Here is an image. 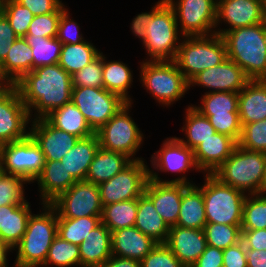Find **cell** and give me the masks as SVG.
Masks as SVG:
<instances>
[{
	"label": "cell",
	"mask_w": 266,
	"mask_h": 267,
	"mask_svg": "<svg viewBox=\"0 0 266 267\" xmlns=\"http://www.w3.org/2000/svg\"><path fill=\"white\" fill-rule=\"evenodd\" d=\"M15 85L31 120L44 118L71 101L72 75L59 64L37 67Z\"/></svg>",
	"instance_id": "1"
},
{
	"label": "cell",
	"mask_w": 266,
	"mask_h": 267,
	"mask_svg": "<svg viewBox=\"0 0 266 267\" xmlns=\"http://www.w3.org/2000/svg\"><path fill=\"white\" fill-rule=\"evenodd\" d=\"M222 38L230 60L251 80H266V21L227 31Z\"/></svg>",
	"instance_id": "2"
},
{
	"label": "cell",
	"mask_w": 266,
	"mask_h": 267,
	"mask_svg": "<svg viewBox=\"0 0 266 267\" xmlns=\"http://www.w3.org/2000/svg\"><path fill=\"white\" fill-rule=\"evenodd\" d=\"M43 211L31 213L27 229L16 251L14 264L17 267H41L47 258L49 248L57 236V211L51 204H41Z\"/></svg>",
	"instance_id": "3"
},
{
	"label": "cell",
	"mask_w": 266,
	"mask_h": 267,
	"mask_svg": "<svg viewBox=\"0 0 266 267\" xmlns=\"http://www.w3.org/2000/svg\"><path fill=\"white\" fill-rule=\"evenodd\" d=\"M265 153L237 145L230 157L212 174L222 183L245 194L262 193Z\"/></svg>",
	"instance_id": "4"
},
{
	"label": "cell",
	"mask_w": 266,
	"mask_h": 267,
	"mask_svg": "<svg viewBox=\"0 0 266 267\" xmlns=\"http://www.w3.org/2000/svg\"><path fill=\"white\" fill-rule=\"evenodd\" d=\"M182 39L174 62L188 82L227 58L226 45L219 34L185 36Z\"/></svg>",
	"instance_id": "5"
},
{
	"label": "cell",
	"mask_w": 266,
	"mask_h": 267,
	"mask_svg": "<svg viewBox=\"0 0 266 267\" xmlns=\"http://www.w3.org/2000/svg\"><path fill=\"white\" fill-rule=\"evenodd\" d=\"M140 83L161 106L173 105L190 90L189 82L174 61L140 62Z\"/></svg>",
	"instance_id": "6"
},
{
	"label": "cell",
	"mask_w": 266,
	"mask_h": 267,
	"mask_svg": "<svg viewBox=\"0 0 266 267\" xmlns=\"http://www.w3.org/2000/svg\"><path fill=\"white\" fill-rule=\"evenodd\" d=\"M183 37L174 10L165 0L153 12L146 28L142 44L149 56L145 61H174Z\"/></svg>",
	"instance_id": "7"
},
{
	"label": "cell",
	"mask_w": 266,
	"mask_h": 267,
	"mask_svg": "<svg viewBox=\"0 0 266 267\" xmlns=\"http://www.w3.org/2000/svg\"><path fill=\"white\" fill-rule=\"evenodd\" d=\"M204 176V184L199 187L203 193L207 223L241 225L247 194L222 183L213 174Z\"/></svg>",
	"instance_id": "8"
},
{
	"label": "cell",
	"mask_w": 266,
	"mask_h": 267,
	"mask_svg": "<svg viewBox=\"0 0 266 267\" xmlns=\"http://www.w3.org/2000/svg\"><path fill=\"white\" fill-rule=\"evenodd\" d=\"M132 102H128L112 118H110L95 134L101 148L125 154L132 161L142 160L135 157L144 135L134 119L130 116Z\"/></svg>",
	"instance_id": "9"
},
{
	"label": "cell",
	"mask_w": 266,
	"mask_h": 267,
	"mask_svg": "<svg viewBox=\"0 0 266 267\" xmlns=\"http://www.w3.org/2000/svg\"><path fill=\"white\" fill-rule=\"evenodd\" d=\"M45 164L40 146L29 134L26 138L2 144L0 166L4 173L17 175L34 183Z\"/></svg>",
	"instance_id": "10"
},
{
	"label": "cell",
	"mask_w": 266,
	"mask_h": 267,
	"mask_svg": "<svg viewBox=\"0 0 266 267\" xmlns=\"http://www.w3.org/2000/svg\"><path fill=\"white\" fill-rule=\"evenodd\" d=\"M71 101L94 132L128 103L120 95L96 87H73Z\"/></svg>",
	"instance_id": "11"
},
{
	"label": "cell",
	"mask_w": 266,
	"mask_h": 267,
	"mask_svg": "<svg viewBox=\"0 0 266 267\" xmlns=\"http://www.w3.org/2000/svg\"><path fill=\"white\" fill-rule=\"evenodd\" d=\"M151 167L149 169V179L158 183H184L187 185L195 184L190 181L184 173L190 169L201 172L196 165L193 150L184 145L177 137H167L159 151L151 156ZM160 172H171L183 174L172 180H163L159 176ZM159 176V177H158Z\"/></svg>",
	"instance_id": "12"
},
{
	"label": "cell",
	"mask_w": 266,
	"mask_h": 267,
	"mask_svg": "<svg viewBox=\"0 0 266 267\" xmlns=\"http://www.w3.org/2000/svg\"><path fill=\"white\" fill-rule=\"evenodd\" d=\"M142 160L132 161L109 181L98 185L102 206L138 199L149 180V167Z\"/></svg>",
	"instance_id": "13"
},
{
	"label": "cell",
	"mask_w": 266,
	"mask_h": 267,
	"mask_svg": "<svg viewBox=\"0 0 266 267\" xmlns=\"http://www.w3.org/2000/svg\"><path fill=\"white\" fill-rule=\"evenodd\" d=\"M166 1L173 8L179 31L184 37L215 33L217 0Z\"/></svg>",
	"instance_id": "14"
},
{
	"label": "cell",
	"mask_w": 266,
	"mask_h": 267,
	"mask_svg": "<svg viewBox=\"0 0 266 267\" xmlns=\"http://www.w3.org/2000/svg\"><path fill=\"white\" fill-rule=\"evenodd\" d=\"M51 205L57 211V218L101 216L103 208L98 185L86 180L74 183Z\"/></svg>",
	"instance_id": "15"
},
{
	"label": "cell",
	"mask_w": 266,
	"mask_h": 267,
	"mask_svg": "<svg viewBox=\"0 0 266 267\" xmlns=\"http://www.w3.org/2000/svg\"><path fill=\"white\" fill-rule=\"evenodd\" d=\"M30 123L29 110L16 85L0 94V145L26 138L30 134Z\"/></svg>",
	"instance_id": "16"
},
{
	"label": "cell",
	"mask_w": 266,
	"mask_h": 267,
	"mask_svg": "<svg viewBox=\"0 0 266 267\" xmlns=\"http://www.w3.org/2000/svg\"><path fill=\"white\" fill-rule=\"evenodd\" d=\"M265 21L261 0H217L216 34L222 36L227 31ZM222 22L229 28L221 29Z\"/></svg>",
	"instance_id": "17"
},
{
	"label": "cell",
	"mask_w": 266,
	"mask_h": 267,
	"mask_svg": "<svg viewBox=\"0 0 266 267\" xmlns=\"http://www.w3.org/2000/svg\"><path fill=\"white\" fill-rule=\"evenodd\" d=\"M251 79L242 68L228 57L217 66L203 70L190 82L189 87L200 86L208 92H236L239 93Z\"/></svg>",
	"instance_id": "18"
},
{
	"label": "cell",
	"mask_w": 266,
	"mask_h": 267,
	"mask_svg": "<svg viewBox=\"0 0 266 267\" xmlns=\"http://www.w3.org/2000/svg\"><path fill=\"white\" fill-rule=\"evenodd\" d=\"M30 135L40 146L45 160L61 161L79 137L52 126L45 118L31 120Z\"/></svg>",
	"instance_id": "19"
},
{
	"label": "cell",
	"mask_w": 266,
	"mask_h": 267,
	"mask_svg": "<svg viewBox=\"0 0 266 267\" xmlns=\"http://www.w3.org/2000/svg\"><path fill=\"white\" fill-rule=\"evenodd\" d=\"M166 246L185 266L191 267L207 247L204 229L170 227Z\"/></svg>",
	"instance_id": "20"
},
{
	"label": "cell",
	"mask_w": 266,
	"mask_h": 267,
	"mask_svg": "<svg viewBox=\"0 0 266 267\" xmlns=\"http://www.w3.org/2000/svg\"><path fill=\"white\" fill-rule=\"evenodd\" d=\"M183 192L184 183H158L151 179L144 191L169 227L177 224Z\"/></svg>",
	"instance_id": "21"
},
{
	"label": "cell",
	"mask_w": 266,
	"mask_h": 267,
	"mask_svg": "<svg viewBox=\"0 0 266 267\" xmlns=\"http://www.w3.org/2000/svg\"><path fill=\"white\" fill-rule=\"evenodd\" d=\"M237 145L234 138L215 132L193 150L197 167L203 174H212L230 157Z\"/></svg>",
	"instance_id": "22"
},
{
	"label": "cell",
	"mask_w": 266,
	"mask_h": 267,
	"mask_svg": "<svg viewBox=\"0 0 266 267\" xmlns=\"http://www.w3.org/2000/svg\"><path fill=\"white\" fill-rule=\"evenodd\" d=\"M112 256L141 261L158 244L135 226L111 232Z\"/></svg>",
	"instance_id": "23"
},
{
	"label": "cell",
	"mask_w": 266,
	"mask_h": 267,
	"mask_svg": "<svg viewBox=\"0 0 266 267\" xmlns=\"http://www.w3.org/2000/svg\"><path fill=\"white\" fill-rule=\"evenodd\" d=\"M35 181L38 184L42 204H51L77 182L61 161L52 160H45L43 170Z\"/></svg>",
	"instance_id": "24"
},
{
	"label": "cell",
	"mask_w": 266,
	"mask_h": 267,
	"mask_svg": "<svg viewBox=\"0 0 266 267\" xmlns=\"http://www.w3.org/2000/svg\"><path fill=\"white\" fill-rule=\"evenodd\" d=\"M241 125L266 119V80H250L238 93Z\"/></svg>",
	"instance_id": "25"
},
{
	"label": "cell",
	"mask_w": 266,
	"mask_h": 267,
	"mask_svg": "<svg viewBox=\"0 0 266 267\" xmlns=\"http://www.w3.org/2000/svg\"><path fill=\"white\" fill-rule=\"evenodd\" d=\"M81 267H99L112 256L111 231L101 222L79 244Z\"/></svg>",
	"instance_id": "26"
},
{
	"label": "cell",
	"mask_w": 266,
	"mask_h": 267,
	"mask_svg": "<svg viewBox=\"0 0 266 267\" xmlns=\"http://www.w3.org/2000/svg\"><path fill=\"white\" fill-rule=\"evenodd\" d=\"M27 201L21 205L0 206V240L12 249L20 242L32 213Z\"/></svg>",
	"instance_id": "27"
},
{
	"label": "cell",
	"mask_w": 266,
	"mask_h": 267,
	"mask_svg": "<svg viewBox=\"0 0 266 267\" xmlns=\"http://www.w3.org/2000/svg\"><path fill=\"white\" fill-rule=\"evenodd\" d=\"M100 145L96 134L79 139L61 159L64 168L78 182L86 179L91 162Z\"/></svg>",
	"instance_id": "28"
},
{
	"label": "cell",
	"mask_w": 266,
	"mask_h": 267,
	"mask_svg": "<svg viewBox=\"0 0 266 267\" xmlns=\"http://www.w3.org/2000/svg\"><path fill=\"white\" fill-rule=\"evenodd\" d=\"M207 223L202 189L196 184H184L177 226L204 229Z\"/></svg>",
	"instance_id": "29"
},
{
	"label": "cell",
	"mask_w": 266,
	"mask_h": 267,
	"mask_svg": "<svg viewBox=\"0 0 266 267\" xmlns=\"http://www.w3.org/2000/svg\"><path fill=\"white\" fill-rule=\"evenodd\" d=\"M131 162L132 160L125 154L108 151L99 147L90 164L85 180L99 185L109 181Z\"/></svg>",
	"instance_id": "30"
},
{
	"label": "cell",
	"mask_w": 266,
	"mask_h": 267,
	"mask_svg": "<svg viewBox=\"0 0 266 267\" xmlns=\"http://www.w3.org/2000/svg\"><path fill=\"white\" fill-rule=\"evenodd\" d=\"M134 226L157 243H165L170 230V227L156 211L152 200L145 193L138 198Z\"/></svg>",
	"instance_id": "31"
},
{
	"label": "cell",
	"mask_w": 266,
	"mask_h": 267,
	"mask_svg": "<svg viewBox=\"0 0 266 267\" xmlns=\"http://www.w3.org/2000/svg\"><path fill=\"white\" fill-rule=\"evenodd\" d=\"M52 126L73 134L80 139L95 134L82 112L70 101L62 107L54 109L44 117Z\"/></svg>",
	"instance_id": "32"
},
{
	"label": "cell",
	"mask_w": 266,
	"mask_h": 267,
	"mask_svg": "<svg viewBox=\"0 0 266 267\" xmlns=\"http://www.w3.org/2000/svg\"><path fill=\"white\" fill-rule=\"evenodd\" d=\"M33 55L24 37L17 38L0 64L5 76L15 85L32 71Z\"/></svg>",
	"instance_id": "33"
},
{
	"label": "cell",
	"mask_w": 266,
	"mask_h": 267,
	"mask_svg": "<svg viewBox=\"0 0 266 267\" xmlns=\"http://www.w3.org/2000/svg\"><path fill=\"white\" fill-rule=\"evenodd\" d=\"M133 71L122 61H107L103 55V88L120 95L125 101L132 102L128 91L133 82Z\"/></svg>",
	"instance_id": "34"
},
{
	"label": "cell",
	"mask_w": 266,
	"mask_h": 267,
	"mask_svg": "<svg viewBox=\"0 0 266 267\" xmlns=\"http://www.w3.org/2000/svg\"><path fill=\"white\" fill-rule=\"evenodd\" d=\"M184 126L185 139L177 137L184 145L194 150L200 143L210 138L216 131L209 119L196 110L193 105L186 107Z\"/></svg>",
	"instance_id": "35"
},
{
	"label": "cell",
	"mask_w": 266,
	"mask_h": 267,
	"mask_svg": "<svg viewBox=\"0 0 266 267\" xmlns=\"http://www.w3.org/2000/svg\"><path fill=\"white\" fill-rule=\"evenodd\" d=\"M101 52L90 41L62 45L58 64L70 75L83 69Z\"/></svg>",
	"instance_id": "36"
},
{
	"label": "cell",
	"mask_w": 266,
	"mask_h": 267,
	"mask_svg": "<svg viewBox=\"0 0 266 267\" xmlns=\"http://www.w3.org/2000/svg\"><path fill=\"white\" fill-rule=\"evenodd\" d=\"M138 199L112 203L102 208L101 222L111 231L133 227L136 222Z\"/></svg>",
	"instance_id": "37"
},
{
	"label": "cell",
	"mask_w": 266,
	"mask_h": 267,
	"mask_svg": "<svg viewBox=\"0 0 266 267\" xmlns=\"http://www.w3.org/2000/svg\"><path fill=\"white\" fill-rule=\"evenodd\" d=\"M101 223V216L57 218V235L67 242L78 245L90 231Z\"/></svg>",
	"instance_id": "38"
},
{
	"label": "cell",
	"mask_w": 266,
	"mask_h": 267,
	"mask_svg": "<svg viewBox=\"0 0 266 267\" xmlns=\"http://www.w3.org/2000/svg\"><path fill=\"white\" fill-rule=\"evenodd\" d=\"M193 107L202 115H229V112H238V93L205 92L201 104Z\"/></svg>",
	"instance_id": "39"
},
{
	"label": "cell",
	"mask_w": 266,
	"mask_h": 267,
	"mask_svg": "<svg viewBox=\"0 0 266 267\" xmlns=\"http://www.w3.org/2000/svg\"><path fill=\"white\" fill-rule=\"evenodd\" d=\"M81 267L79 246L56 236L51 243L45 263L41 267Z\"/></svg>",
	"instance_id": "40"
},
{
	"label": "cell",
	"mask_w": 266,
	"mask_h": 267,
	"mask_svg": "<svg viewBox=\"0 0 266 267\" xmlns=\"http://www.w3.org/2000/svg\"><path fill=\"white\" fill-rule=\"evenodd\" d=\"M24 38L32 50V70L44 65L58 64L63 44L57 38Z\"/></svg>",
	"instance_id": "41"
},
{
	"label": "cell",
	"mask_w": 266,
	"mask_h": 267,
	"mask_svg": "<svg viewBox=\"0 0 266 267\" xmlns=\"http://www.w3.org/2000/svg\"><path fill=\"white\" fill-rule=\"evenodd\" d=\"M266 229V194H248L244 200L241 230Z\"/></svg>",
	"instance_id": "42"
},
{
	"label": "cell",
	"mask_w": 266,
	"mask_h": 267,
	"mask_svg": "<svg viewBox=\"0 0 266 267\" xmlns=\"http://www.w3.org/2000/svg\"><path fill=\"white\" fill-rule=\"evenodd\" d=\"M204 232L207 245L221 250L241 241V225L206 223Z\"/></svg>",
	"instance_id": "43"
},
{
	"label": "cell",
	"mask_w": 266,
	"mask_h": 267,
	"mask_svg": "<svg viewBox=\"0 0 266 267\" xmlns=\"http://www.w3.org/2000/svg\"><path fill=\"white\" fill-rule=\"evenodd\" d=\"M29 182L17 175L0 174V206L21 205L27 202L24 185Z\"/></svg>",
	"instance_id": "44"
},
{
	"label": "cell",
	"mask_w": 266,
	"mask_h": 267,
	"mask_svg": "<svg viewBox=\"0 0 266 267\" xmlns=\"http://www.w3.org/2000/svg\"><path fill=\"white\" fill-rule=\"evenodd\" d=\"M3 14L6 16L13 31L21 38L25 37L34 15L16 0H4Z\"/></svg>",
	"instance_id": "45"
},
{
	"label": "cell",
	"mask_w": 266,
	"mask_h": 267,
	"mask_svg": "<svg viewBox=\"0 0 266 267\" xmlns=\"http://www.w3.org/2000/svg\"><path fill=\"white\" fill-rule=\"evenodd\" d=\"M65 6L63 4L57 11L50 14L35 15L25 37L56 38L58 22L62 12L66 9Z\"/></svg>",
	"instance_id": "46"
},
{
	"label": "cell",
	"mask_w": 266,
	"mask_h": 267,
	"mask_svg": "<svg viewBox=\"0 0 266 267\" xmlns=\"http://www.w3.org/2000/svg\"><path fill=\"white\" fill-rule=\"evenodd\" d=\"M103 53L72 75L73 87L103 88Z\"/></svg>",
	"instance_id": "47"
},
{
	"label": "cell",
	"mask_w": 266,
	"mask_h": 267,
	"mask_svg": "<svg viewBox=\"0 0 266 267\" xmlns=\"http://www.w3.org/2000/svg\"><path fill=\"white\" fill-rule=\"evenodd\" d=\"M238 146L266 153V119L243 125Z\"/></svg>",
	"instance_id": "48"
},
{
	"label": "cell",
	"mask_w": 266,
	"mask_h": 267,
	"mask_svg": "<svg viewBox=\"0 0 266 267\" xmlns=\"http://www.w3.org/2000/svg\"><path fill=\"white\" fill-rule=\"evenodd\" d=\"M140 262L141 267H185L165 243L156 244Z\"/></svg>",
	"instance_id": "49"
},
{
	"label": "cell",
	"mask_w": 266,
	"mask_h": 267,
	"mask_svg": "<svg viewBox=\"0 0 266 267\" xmlns=\"http://www.w3.org/2000/svg\"><path fill=\"white\" fill-rule=\"evenodd\" d=\"M206 116L215 131L234 138L237 142L240 139L242 125L239 112H229V115H204Z\"/></svg>",
	"instance_id": "50"
},
{
	"label": "cell",
	"mask_w": 266,
	"mask_h": 267,
	"mask_svg": "<svg viewBox=\"0 0 266 267\" xmlns=\"http://www.w3.org/2000/svg\"><path fill=\"white\" fill-rule=\"evenodd\" d=\"M70 12L66 8L59 19L57 39L63 44H77L85 41L83 34L79 31V24L70 18Z\"/></svg>",
	"instance_id": "51"
},
{
	"label": "cell",
	"mask_w": 266,
	"mask_h": 267,
	"mask_svg": "<svg viewBox=\"0 0 266 267\" xmlns=\"http://www.w3.org/2000/svg\"><path fill=\"white\" fill-rule=\"evenodd\" d=\"M17 38L18 36L13 31L10 22L2 13L0 15V64L5 60L8 51Z\"/></svg>",
	"instance_id": "52"
},
{
	"label": "cell",
	"mask_w": 266,
	"mask_h": 267,
	"mask_svg": "<svg viewBox=\"0 0 266 267\" xmlns=\"http://www.w3.org/2000/svg\"><path fill=\"white\" fill-rule=\"evenodd\" d=\"M223 267H247L246 248L242 241L223 250Z\"/></svg>",
	"instance_id": "53"
},
{
	"label": "cell",
	"mask_w": 266,
	"mask_h": 267,
	"mask_svg": "<svg viewBox=\"0 0 266 267\" xmlns=\"http://www.w3.org/2000/svg\"><path fill=\"white\" fill-rule=\"evenodd\" d=\"M32 14L43 15L57 11L64 3L61 0H16Z\"/></svg>",
	"instance_id": "54"
},
{
	"label": "cell",
	"mask_w": 266,
	"mask_h": 267,
	"mask_svg": "<svg viewBox=\"0 0 266 267\" xmlns=\"http://www.w3.org/2000/svg\"><path fill=\"white\" fill-rule=\"evenodd\" d=\"M165 0H159L153 7L150 12H141L137 16L134 17L131 25L132 33L139 38L142 42L145 41L146 28L150 23V19L152 17L153 12L164 2Z\"/></svg>",
	"instance_id": "55"
},
{
	"label": "cell",
	"mask_w": 266,
	"mask_h": 267,
	"mask_svg": "<svg viewBox=\"0 0 266 267\" xmlns=\"http://www.w3.org/2000/svg\"><path fill=\"white\" fill-rule=\"evenodd\" d=\"M241 241L246 249L266 250V229L241 230Z\"/></svg>",
	"instance_id": "56"
},
{
	"label": "cell",
	"mask_w": 266,
	"mask_h": 267,
	"mask_svg": "<svg viewBox=\"0 0 266 267\" xmlns=\"http://www.w3.org/2000/svg\"><path fill=\"white\" fill-rule=\"evenodd\" d=\"M191 267H223V250L207 245Z\"/></svg>",
	"instance_id": "57"
},
{
	"label": "cell",
	"mask_w": 266,
	"mask_h": 267,
	"mask_svg": "<svg viewBox=\"0 0 266 267\" xmlns=\"http://www.w3.org/2000/svg\"><path fill=\"white\" fill-rule=\"evenodd\" d=\"M247 267H266V250L246 249Z\"/></svg>",
	"instance_id": "58"
},
{
	"label": "cell",
	"mask_w": 266,
	"mask_h": 267,
	"mask_svg": "<svg viewBox=\"0 0 266 267\" xmlns=\"http://www.w3.org/2000/svg\"><path fill=\"white\" fill-rule=\"evenodd\" d=\"M99 267H141V262L134 259L111 256Z\"/></svg>",
	"instance_id": "59"
},
{
	"label": "cell",
	"mask_w": 266,
	"mask_h": 267,
	"mask_svg": "<svg viewBox=\"0 0 266 267\" xmlns=\"http://www.w3.org/2000/svg\"><path fill=\"white\" fill-rule=\"evenodd\" d=\"M13 249L6 243L0 240V267H9L8 265V253L12 252Z\"/></svg>",
	"instance_id": "60"
},
{
	"label": "cell",
	"mask_w": 266,
	"mask_h": 267,
	"mask_svg": "<svg viewBox=\"0 0 266 267\" xmlns=\"http://www.w3.org/2000/svg\"><path fill=\"white\" fill-rule=\"evenodd\" d=\"M14 84L5 76L0 65V94L7 92Z\"/></svg>",
	"instance_id": "61"
},
{
	"label": "cell",
	"mask_w": 266,
	"mask_h": 267,
	"mask_svg": "<svg viewBox=\"0 0 266 267\" xmlns=\"http://www.w3.org/2000/svg\"><path fill=\"white\" fill-rule=\"evenodd\" d=\"M262 194H266V153H265L264 175H263V182H262Z\"/></svg>",
	"instance_id": "62"
},
{
	"label": "cell",
	"mask_w": 266,
	"mask_h": 267,
	"mask_svg": "<svg viewBox=\"0 0 266 267\" xmlns=\"http://www.w3.org/2000/svg\"><path fill=\"white\" fill-rule=\"evenodd\" d=\"M262 5H263L264 17H265V20H266V0H262Z\"/></svg>",
	"instance_id": "63"
},
{
	"label": "cell",
	"mask_w": 266,
	"mask_h": 267,
	"mask_svg": "<svg viewBox=\"0 0 266 267\" xmlns=\"http://www.w3.org/2000/svg\"><path fill=\"white\" fill-rule=\"evenodd\" d=\"M4 0H0V15L3 13Z\"/></svg>",
	"instance_id": "64"
}]
</instances>
